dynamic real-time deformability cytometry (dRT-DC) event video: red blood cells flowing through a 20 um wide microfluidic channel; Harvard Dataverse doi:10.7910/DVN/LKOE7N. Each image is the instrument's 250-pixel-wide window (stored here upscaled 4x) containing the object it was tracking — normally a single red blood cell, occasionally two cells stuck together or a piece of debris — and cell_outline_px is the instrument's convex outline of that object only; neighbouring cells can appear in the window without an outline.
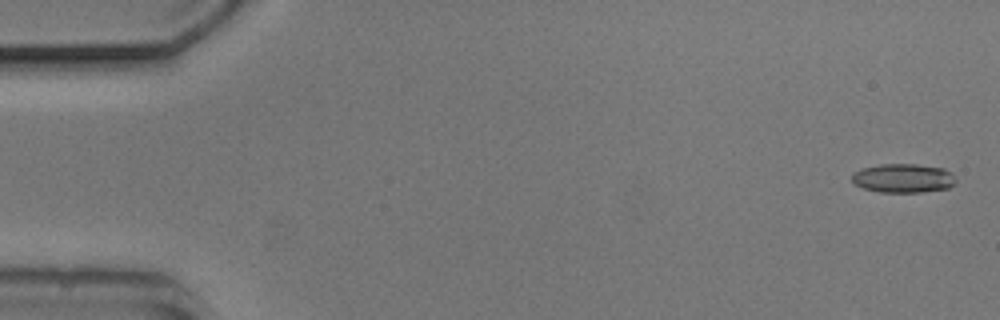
{"species": "common noctule bat (a hibernating species)", "species_latin": "Nyctalus noctula", "temperature_condition": "cold", "stored_images_in_passage": 7, "camera_frame_rate_fps": 3000, "um_per_image_px": 0.085, "animal": {"sex": "male", "body_mass_g": 20.5, "forearm_length_mm": 52.5}, "frame": {"image": 1, "passage_image": 2, "time_ms": 0.333, "image_size_px": [1000, 320], "cell_outline_px": [[956, 180], [948, 188], [920, 192], [880, 192], [864, 188], [856, 184], [852, 180], [852, 172], [860, 168], [880, 164], [916, 164], [944, 168], [956, 176]], "centroid_in_image_um": [76.76, 15.13], "position_along_channel_um": 8.2, "area_um2": 17.57}}